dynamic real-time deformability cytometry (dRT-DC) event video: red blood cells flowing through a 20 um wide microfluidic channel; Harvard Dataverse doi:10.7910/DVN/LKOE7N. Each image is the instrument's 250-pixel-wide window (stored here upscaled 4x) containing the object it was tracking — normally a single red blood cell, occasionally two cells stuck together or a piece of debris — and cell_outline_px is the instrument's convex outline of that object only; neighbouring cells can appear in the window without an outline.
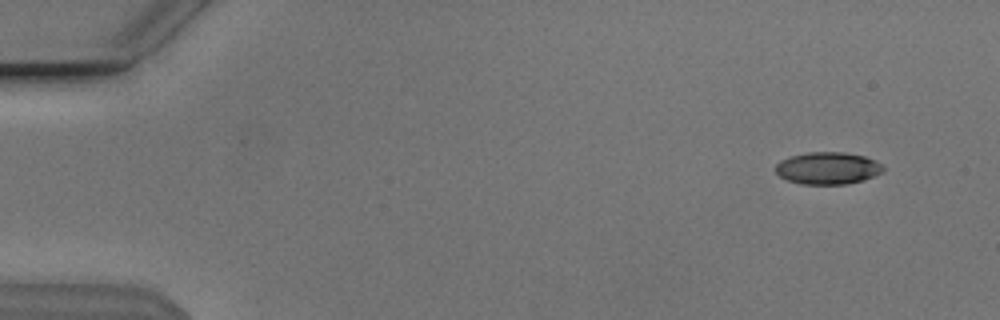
{"species": "Egyptian fruit bat (a non-hibernating species)", "species_latin": "Rousettus aegyptiacus", "temperature_condition": "cold", "stored_images_in_passage": 13, "camera_frame_rate_fps": 3000, "um_per_image_px": 0.085, "animal": {"sex": "male"}, "frame": {"image": 1, "passage_image": 1, "time_ms": 0.0, "image_size_px": [1000, 320], "cell_outline_px": [[884, 172], [864, 180], [848, 184], [800, 184], [788, 180], [780, 176], [776, 172], [776, 164], [780, 160], [792, 156], [808, 152], [844, 152], [864, 156], [876, 160], [884, 168]], "centroid_in_image_um": [70.38, 14.3], "position_along_channel_um": 14.6, "area_um2": 20.23}}